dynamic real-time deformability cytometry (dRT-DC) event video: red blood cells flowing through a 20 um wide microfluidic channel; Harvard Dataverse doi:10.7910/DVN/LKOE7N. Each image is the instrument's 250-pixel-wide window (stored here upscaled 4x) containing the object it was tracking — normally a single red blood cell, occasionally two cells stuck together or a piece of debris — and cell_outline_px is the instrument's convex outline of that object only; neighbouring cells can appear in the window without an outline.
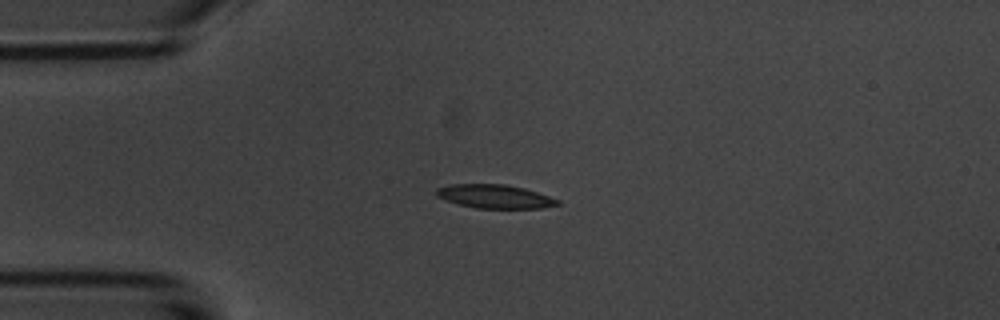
{"species": "common noctule bat (a hibernating species)", "species_latin": "Nyctalus noctula", "temperature_condition": "room temperature", "stored_images_in_passage": 6, "camera_frame_rate_fps": 3000, "um_per_image_px": 0.085, "animal": {"sex": "male", "body_mass_g": 20.1, "forearm_length_mm": 53.5}, "frame": {"image": 1, "passage_image": 1, "time_ms": 0.0, "image_size_px": [1000, 320], "cell_outline_px": [[560, 204], [540, 208], [476, 208], [460, 204], [436, 196], [436, 188], [448, 184], [504, 184], [524, 188], [560, 200]], "centroid_in_image_um": [42.04, 16.69], "position_along_channel_um": 43.0, "area_um2": 16.53}}
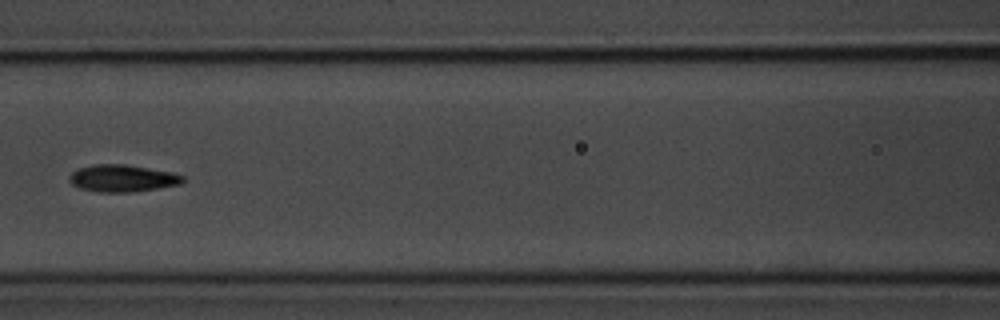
{"frame": {"image": 2, "passage_image": 4, "time_ms": 3.667, "image_size_px": [1000, 320], "cell_outline_px": [[184, 180], [180, 184], [156, 188], [128, 192], [100, 192], [80, 188], [72, 184], [68, 180], [68, 176], [76, 168], [92, 164], [128, 164], [172, 172], [184, 176]], "centroid_in_image_um": [10.36, 15.13], "position_along_channel_um": 156.2, "area_um2": 17.98}}
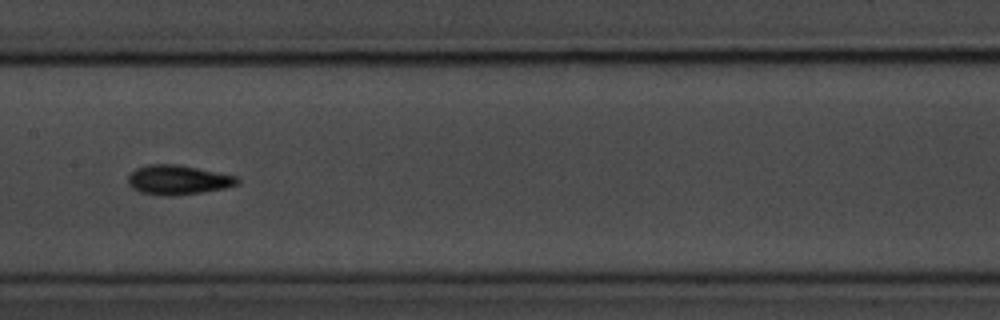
{"frame": {"image": 3, "passage_image": 5, "time_ms": 4.667, "image_size_px": [1000, 320], "cell_outline_px": [[240, 180], [236, 184], [224, 188], [200, 192], [172, 196], [160, 196], [140, 192], [132, 188], [128, 184], [128, 176], [136, 168], [148, 164], [180, 164], [240, 176]], "centroid_in_image_um": [15.13, 15.28], "position_along_channel_um": 192.3, "area_um2": 19.02}}